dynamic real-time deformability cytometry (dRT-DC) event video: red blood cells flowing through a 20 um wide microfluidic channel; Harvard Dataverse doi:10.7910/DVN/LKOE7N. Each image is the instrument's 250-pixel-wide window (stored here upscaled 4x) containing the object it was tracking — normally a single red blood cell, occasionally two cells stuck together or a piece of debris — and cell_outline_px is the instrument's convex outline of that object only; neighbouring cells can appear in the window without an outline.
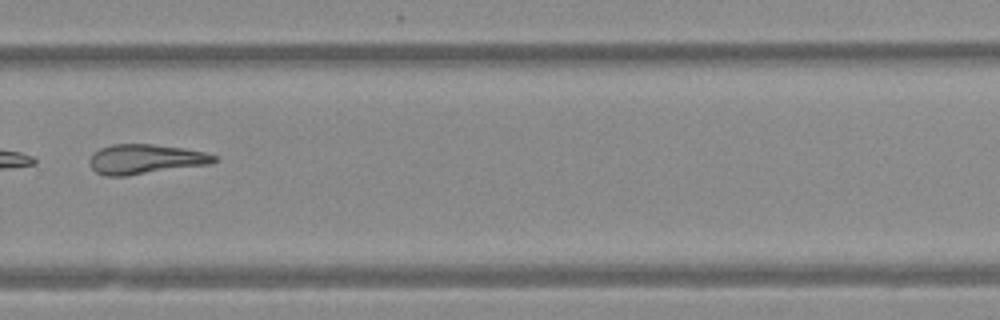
{"species": "Egyptian fruit bat (a non-hibernating species)", "species_latin": "Rousettus aegyptiacus", "temperature_condition": "warm", "stored_images_in_passage": 34, "camera_frame_rate_fps": 3000, "um_per_image_px": 0.085, "animal": {"sex": "female"}, "frame": {"image": 1, "passage_image": 20, "time_ms": 6.333, "image_size_px": [1000, 320], "cell_outline_px": [[216, 160], [212, 164], [128, 176], [104, 176], [96, 172], [88, 164], [88, 160], [92, 152], [100, 148], [112, 144], [152, 144], [184, 148], [204, 152], [216, 156]], "centroid_in_image_um": [12.32, 13.54], "position_along_channel_um": 317.5, "area_um2": 21.91}}